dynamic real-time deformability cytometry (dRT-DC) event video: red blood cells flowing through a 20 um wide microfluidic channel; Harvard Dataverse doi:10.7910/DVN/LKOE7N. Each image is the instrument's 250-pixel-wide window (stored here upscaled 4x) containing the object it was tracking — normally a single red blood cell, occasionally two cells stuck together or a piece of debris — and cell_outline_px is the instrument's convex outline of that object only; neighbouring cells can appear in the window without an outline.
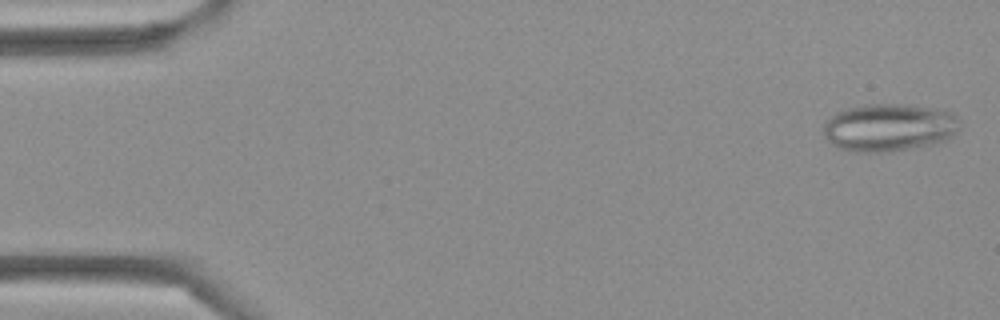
{"species": "Egyptian fruit bat (a non-hibernating species)", "species_latin": "Rousettus aegyptiacus", "temperature_condition": "cold", "stored_images_in_passage": 3, "camera_frame_rate_fps": 3000, "um_per_image_px": 0.085, "frame": {"image": 1, "passage_image": 1, "time_ms": 0.0, "image_size_px": [1000, 320], "cell_outline_px": [[960, 128], [952, 136], [936, 144], [892, 152], [848, 152], [832, 144], [824, 136], [824, 120], [836, 112], [848, 108], [864, 104], [904, 104], [952, 112], [960, 120]], "centroid_in_image_um": [75.55, 10.85], "position_along_channel_um": 9.4, "area_um2": 38.32}}